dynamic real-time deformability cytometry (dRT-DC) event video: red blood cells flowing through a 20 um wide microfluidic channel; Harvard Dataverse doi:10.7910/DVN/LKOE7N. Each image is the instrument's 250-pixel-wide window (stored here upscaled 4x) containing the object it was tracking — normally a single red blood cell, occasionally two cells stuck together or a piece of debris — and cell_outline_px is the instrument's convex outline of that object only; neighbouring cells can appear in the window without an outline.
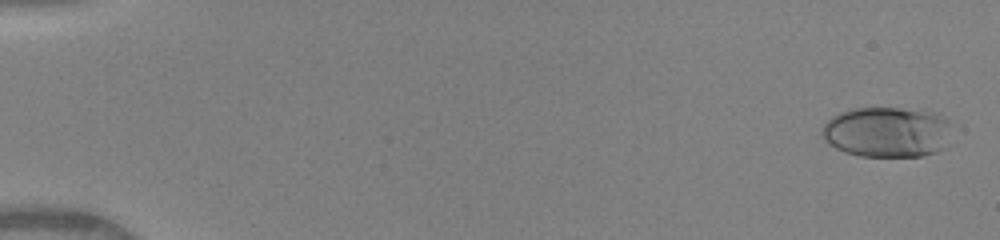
{"species": "human", "species_latin": "Homo sapiens", "temperature_condition": "warm", "stored_images_in_passage": 50, "camera_frame_rate_fps": 3000, "um_per_image_px": 0.085, "donor": {"sex": "female"}, "frame": {"image": 1, "passage_image": 2, "time_ms": 0.333, "image_size_px": [1000, 240], "cell_outline_px": [[948, 120], [944, 148], [936, 152], [920, 156], [860, 156], [844, 152], [836, 148], [824, 140], [820, 132], [824, 124], [832, 116], [840, 112], [852, 108], [900, 108], [932, 112]], "centroid_in_image_um": [75.31, 11.22], "position_along_channel_um": 9.7, "area_um2": 37.8}}
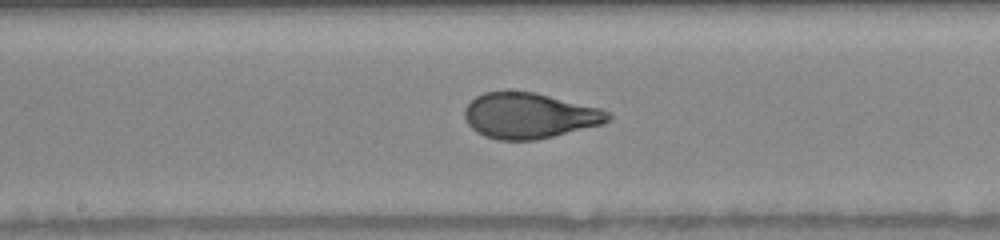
{"frame": {"image": 2, "passage_image": 28, "time_ms": 9.0, "image_size_px": [1000, 240], "cell_outline_px": [[612, 120], [604, 124], [536, 140], [496, 140], [484, 136], [476, 132], [468, 124], [464, 116], [464, 108], [476, 96], [484, 92], [504, 88], [536, 92], [600, 108], [608, 112], [612, 116]], "centroid_in_image_um": [44.97, 9.8], "position_along_channel_um": 203.2, "area_um2": 38.96}}
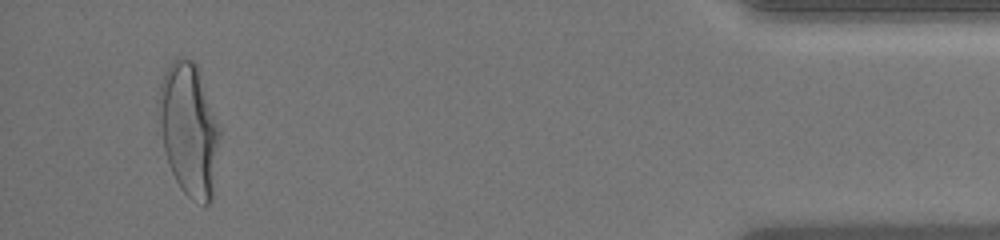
{"frame": {"image": 3, "passage_image": 48, "time_ms": 15.667, "image_size_px": [1000, 240], "cell_outline_px": [[220, 132], [212, 200], [208, 204], [204, 204], [192, 200], [180, 188], [172, 172], [164, 148], [156, 112], [156, 100], [160, 84], [164, 72], [176, 56], [184, 56], [192, 60], [196, 64], [220, 128]], "centroid_in_image_um": [16.03, 10.97], "position_along_channel_um": 419.2, "area_um2": 47.34}}